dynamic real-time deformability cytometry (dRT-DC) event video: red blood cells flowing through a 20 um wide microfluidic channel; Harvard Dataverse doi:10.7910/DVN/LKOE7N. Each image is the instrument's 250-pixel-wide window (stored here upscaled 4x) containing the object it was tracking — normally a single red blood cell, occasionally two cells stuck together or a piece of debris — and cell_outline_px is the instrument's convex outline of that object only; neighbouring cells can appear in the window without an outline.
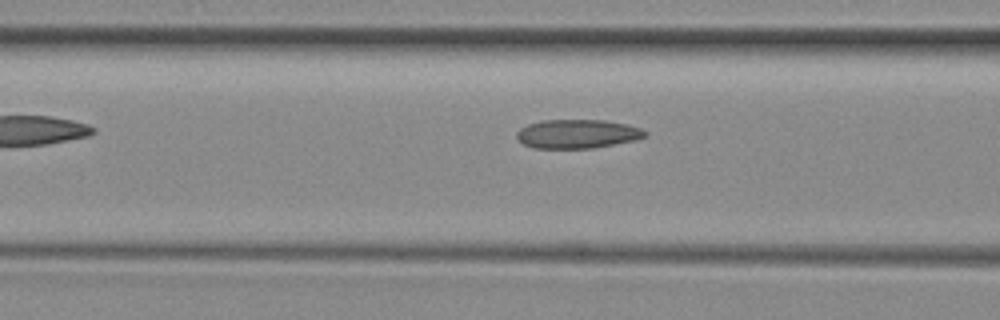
{"species": "common noctule bat (a hibernating species)", "species_latin": "Nyctalus noctula", "temperature_condition": "room temperature", "stored_images_in_passage": 4, "segment_of_instrument_passage": [2, 2], "camera_frame_rate_fps": 3000, "um_per_image_px": 0.085, "animal": {"sex": "female", "body_mass_g": 29.2, "forearm_length_mm": 56.3}, "frame": {"image": 1, "passage_image": 4, "time_ms": 4.333, "image_size_px": [1000, 320], "cell_outline_px": [[648, 136], [636, 140], [596, 148], [532, 148], [524, 144], [516, 136], [516, 132], [520, 128], [528, 124], [544, 120], [604, 120], [628, 124], [640, 128], [648, 132]], "centroid_in_image_um": [49.12, 11.38], "position_along_channel_um": 117.5, "area_um2": 21.79}}